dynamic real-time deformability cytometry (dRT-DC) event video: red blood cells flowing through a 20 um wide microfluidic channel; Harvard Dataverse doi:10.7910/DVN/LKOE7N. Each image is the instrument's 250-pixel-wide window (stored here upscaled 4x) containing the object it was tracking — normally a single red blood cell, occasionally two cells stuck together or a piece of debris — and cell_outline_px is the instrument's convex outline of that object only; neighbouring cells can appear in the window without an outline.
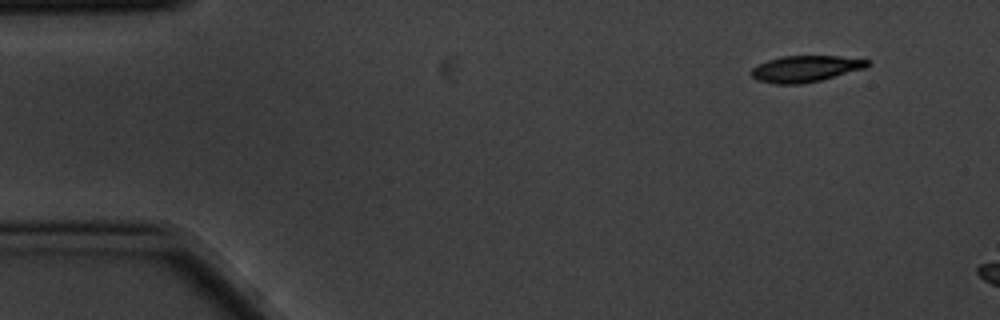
{"species": "common noctule bat (a hibernating species)", "species_latin": "Nyctalus noctula", "temperature_condition": "cold", "stored_images_in_passage": 3, "camera_frame_rate_fps": 3000, "um_per_image_px": 0.085, "animal": {"sex": "male", "body_mass_g": 20.1, "forearm_length_mm": 53.5}, "frame": {"image": 1, "passage_image": 1, "time_ms": 0.0, "image_size_px": [1000, 320], "cell_outline_px": [[872, 64], [864, 68], [820, 80], [800, 84], [776, 84], [756, 80], [752, 76], [752, 68], [768, 60], [780, 56], [840, 56], [868, 60]], "centroid_in_image_um": [68.46, 5.84], "position_along_channel_um": 16.5, "area_um2": 17.63}}